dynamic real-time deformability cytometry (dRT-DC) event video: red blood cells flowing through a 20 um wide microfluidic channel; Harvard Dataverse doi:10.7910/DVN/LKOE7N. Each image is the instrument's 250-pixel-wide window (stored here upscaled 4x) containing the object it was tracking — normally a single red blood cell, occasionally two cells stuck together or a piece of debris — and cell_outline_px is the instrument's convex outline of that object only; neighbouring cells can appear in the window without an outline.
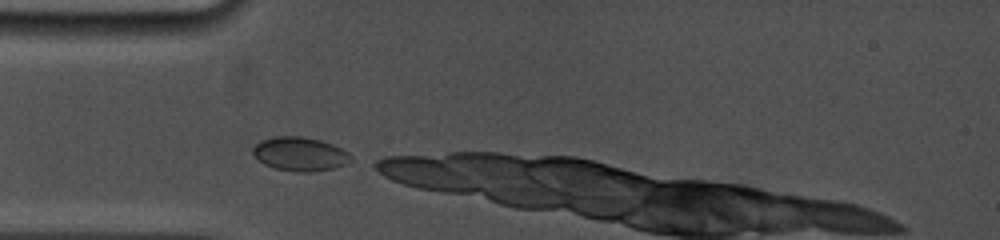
{"species": "common noctule bat (a hibernating species)", "species_latin": "Nyctalus noctula", "temperature_condition": "cold", "stored_images_in_passage": 4, "camera_frame_rate_fps": 5000, "um_per_image_px": 0.085, "animal": {"sex": "female", "body_mass_g": 19.0, "forearm_length_mm": 53.3}, "frame": {"image": 1, "passage_image": 1, "time_ms": 0.0, "image_size_px": [1000, 240], "cell_outline_px": [[352, 160], [348, 164], [332, 168], [308, 172], [296, 172], [276, 168], [264, 164], [252, 152], [252, 148], [260, 140], [276, 136], [304, 136], [320, 140], [332, 144], [348, 152], [352, 156]], "centroid_in_image_um": [25.51, 13.08], "position_along_channel_um": 59.5, "area_um2": 19.31}}